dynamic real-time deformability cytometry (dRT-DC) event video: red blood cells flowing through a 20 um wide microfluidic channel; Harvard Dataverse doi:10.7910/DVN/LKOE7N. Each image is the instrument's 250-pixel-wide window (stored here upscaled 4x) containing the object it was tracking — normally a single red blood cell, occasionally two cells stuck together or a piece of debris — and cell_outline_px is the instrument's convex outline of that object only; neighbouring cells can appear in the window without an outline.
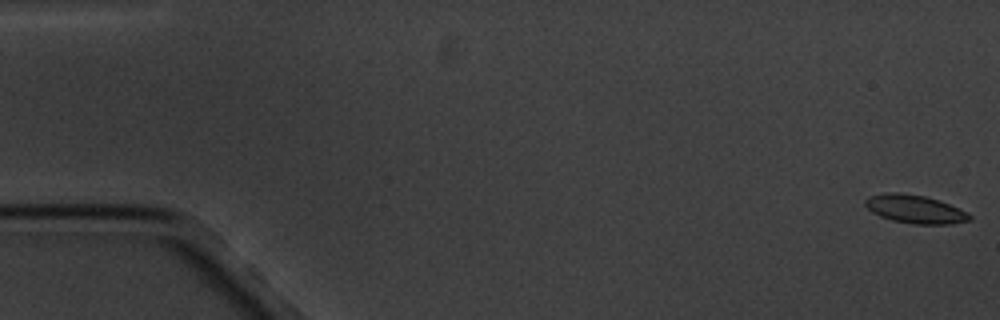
{"species": "common noctule bat (a hibernating species)", "species_latin": "Nyctalus noctula", "temperature_condition": "cold", "stored_images_in_passage": 5, "camera_frame_rate_fps": 3000, "um_per_image_px": 0.085, "animal": {"sex": "male", "body_mass_g": 20.1, "forearm_length_mm": 53.5}, "frame": {"image": 1, "passage_image": 1, "time_ms": 0.0, "image_size_px": [1000, 320], "cell_outline_px": [[972, 220], [952, 224], [912, 224], [892, 220], [880, 216], [872, 212], [864, 204], [864, 200], [868, 196], [888, 192], [900, 192], [924, 196], [948, 204], [968, 212], [972, 216]], "centroid_in_image_um": [77.77, 17.78], "position_along_channel_um": 7.2, "area_um2": 17.22}}